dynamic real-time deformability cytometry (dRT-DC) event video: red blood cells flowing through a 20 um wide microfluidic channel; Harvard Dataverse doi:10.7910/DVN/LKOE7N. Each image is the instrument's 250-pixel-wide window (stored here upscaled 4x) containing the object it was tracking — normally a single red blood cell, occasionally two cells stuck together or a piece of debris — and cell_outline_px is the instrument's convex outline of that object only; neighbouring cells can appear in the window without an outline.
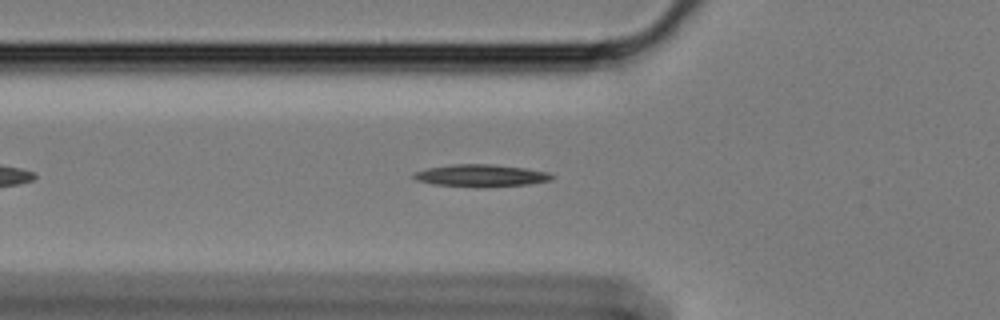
{"species": "Egyptian fruit bat (a non-hibernating species)", "species_latin": "Rousettus aegyptiacus", "temperature_condition": "cold", "stored_images_in_passage": 33, "camera_frame_rate_fps": 3000, "um_per_image_px": 0.085, "animal": {"sex": "female"}, "frame": {"image": 1, "passage_image": 6, "time_ms": 1.667, "image_size_px": [1000, 320], "cell_outline_px": [[556, 176], [552, 180], [528, 184], [476, 188], [432, 184], [416, 180], [412, 176], [412, 172], [428, 168], [452, 164], [492, 164], [528, 168], [548, 172]], "centroid_in_image_um": [40.88, 14.93], "position_along_channel_um": 84.9, "area_um2": 18.26}}
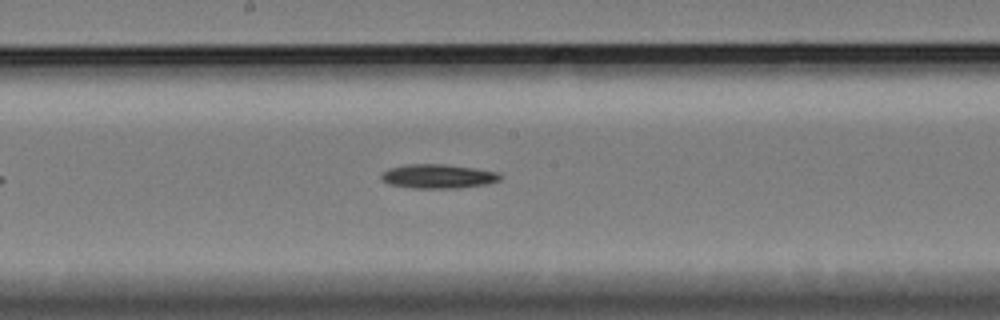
{"frame": {"image": 2, "passage_image": 17, "time_ms": 5.333, "image_size_px": [1000, 320], "cell_outline_px": [[504, 176], [500, 180], [488, 184], [460, 188], [412, 188], [388, 184], [380, 180], [380, 172], [388, 168], [408, 164], [444, 164], [500, 172]], "centroid_in_image_um": [37.22, 14.99], "position_along_channel_um": 211.0, "area_um2": 17.05}}
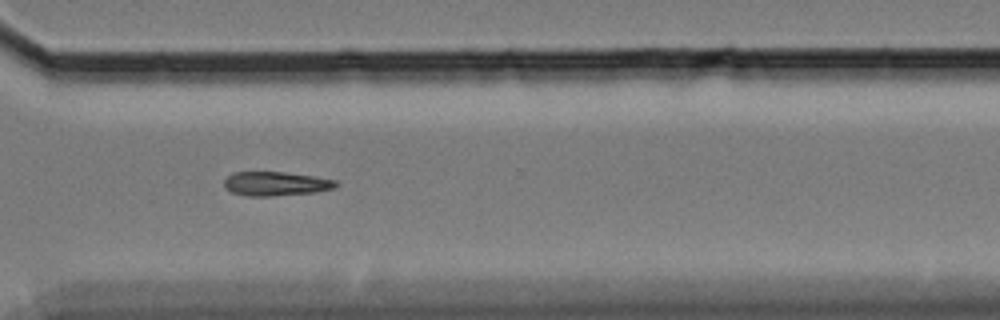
{"frame": {"image": 3, "passage_image": 29, "time_ms": 9.333, "image_size_px": [1000, 320], "cell_outline_px": [[340, 184], [336, 188], [316, 192], [272, 196], [248, 196], [232, 192], [224, 188], [224, 180], [232, 172], [284, 172], [312, 176], [336, 180]], "centroid_in_image_um": [23.46, 15.62], "position_along_channel_um": 347.1, "area_um2": 15.78}}